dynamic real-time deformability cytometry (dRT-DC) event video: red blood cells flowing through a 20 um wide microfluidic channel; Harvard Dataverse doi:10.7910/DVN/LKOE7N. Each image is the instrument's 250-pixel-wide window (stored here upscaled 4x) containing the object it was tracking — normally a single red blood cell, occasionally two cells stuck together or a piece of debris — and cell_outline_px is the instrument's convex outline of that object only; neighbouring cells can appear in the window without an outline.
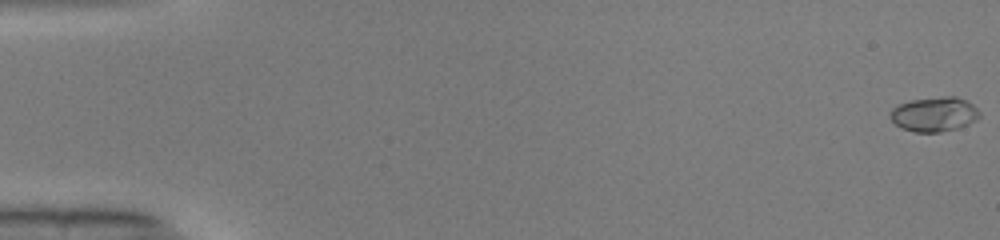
{"species": "common noctule bat (a hibernating species)", "species_latin": "Nyctalus noctula", "temperature_condition": "warm", "stored_images_in_passage": 51, "camera_frame_rate_fps": 3000, "um_per_image_px": 0.085, "animal": {"sex": "male", "body_mass_g": 19.0, "forearm_length_mm": 50.8}, "frame": {"image": 1, "passage_image": 1, "time_ms": 0.0, "image_size_px": [1000, 240], "cell_outline_px": [[980, 116], [976, 120], [968, 124], [956, 128], [936, 132], [916, 132], [904, 128], [896, 124], [888, 116], [888, 112], [896, 104], [912, 100], [944, 96], [956, 96], [972, 104], [980, 112]], "centroid_in_image_um": [79.38, 9.69], "position_along_channel_um": 5.6, "area_um2": 17.92}}
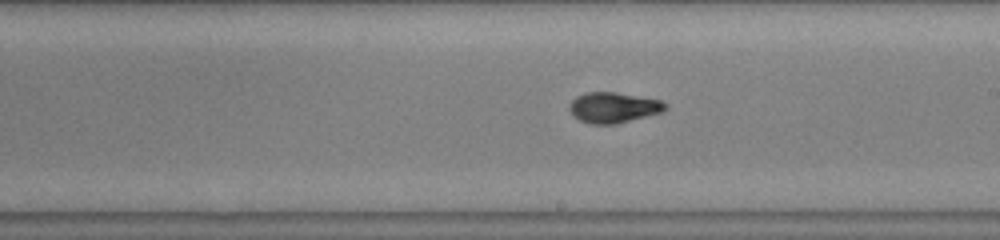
{"frame": {"image": 2, "passage_image": 30, "time_ms": 9.667, "image_size_px": [1000, 240], "cell_outline_px": [[668, 108], [660, 112], [616, 124], [592, 124], [580, 120], [568, 108], [572, 100], [576, 96], [584, 92], [616, 92], [660, 100], [668, 104]], "centroid_in_image_um": [52.14, 9.12], "position_along_channel_um": 236.9, "area_um2": 16.88}}
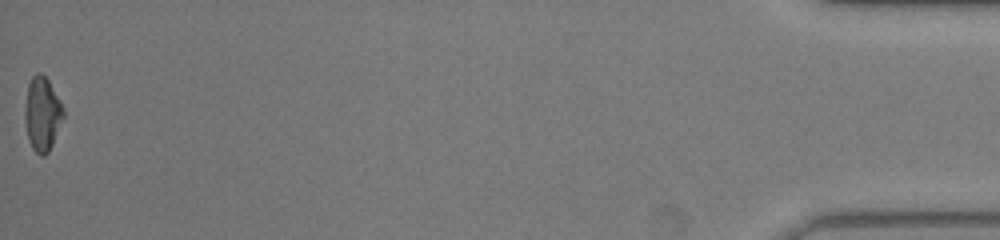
{"frame": {"image": 3, "passage_image": 51, "time_ms": 16.667, "image_size_px": [1000, 240], "cell_outline_px": [[64, 116], [52, 144], [48, 152], [44, 156], [40, 156], [32, 148], [28, 140], [28, 84], [32, 76], [36, 72], [40, 72], [48, 80], [60, 100], [64, 108]], "centroid_in_image_um": [3.66, 9.69], "position_along_channel_um": 431.5, "area_um2": 15.72}, "authors_computed_cell_mechanics": {"area_um2": 16.7042, "velocity_mm_per_s": 4.1115, "shape_relaxation_time_tau1_ms": 8.5516, "shape_relaxation_time_tau2_ms": 0.7731, "deformation_change_tau1": 0.2665, "deformation_change_tau2": 0.0481}}